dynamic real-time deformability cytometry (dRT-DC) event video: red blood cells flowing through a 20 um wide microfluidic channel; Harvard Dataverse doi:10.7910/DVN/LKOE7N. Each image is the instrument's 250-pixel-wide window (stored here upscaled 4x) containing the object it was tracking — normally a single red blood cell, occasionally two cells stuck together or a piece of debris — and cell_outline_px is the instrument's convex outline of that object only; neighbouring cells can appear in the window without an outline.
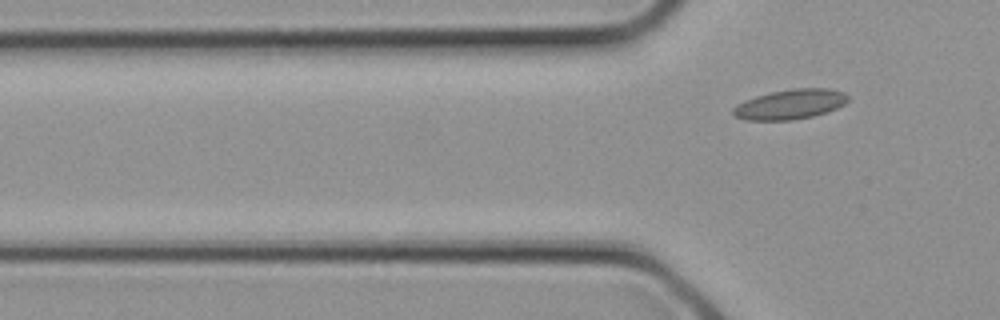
{"species": "common noctule bat (a hibernating species)", "species_latin": "Nyctalus noctula", "temperature_condition": "cold", "stored_images_in_passage": 2, "camera_frame_rate_fps": 3000, "um_per_image_px": 0.085, "animal": {"sex": "female", "body_mass_g": 21.9}, "frame": {"image": 1, "passage_image": 2, "time_ms": 0.333, "image_size_px": [1000, 320], "cell_outline_px": [[848, 100], [844, 104], [836, 108], [812, 116], [792, 120], [744, 120], [732, 116], [732, 108], [736, 104], [744, 100], [756, 96], [772, 92], [792, 88], [828, 88], [844, 92], [848, 96]], "centroid_in_image_um": [67.11, 8.86], "position_along_channel_um": 58.7, "area_um2": 20.06}}